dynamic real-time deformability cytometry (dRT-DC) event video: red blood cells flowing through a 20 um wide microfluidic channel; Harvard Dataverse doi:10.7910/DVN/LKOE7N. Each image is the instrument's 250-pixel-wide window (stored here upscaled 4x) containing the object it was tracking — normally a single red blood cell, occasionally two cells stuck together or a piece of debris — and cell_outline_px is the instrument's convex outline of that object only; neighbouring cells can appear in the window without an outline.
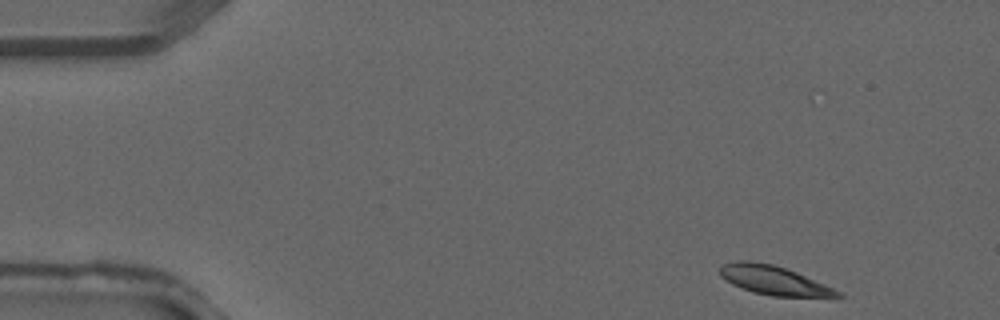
{"species": "common noctule bat (a hibernating species)", "species_latin": "Nyctalus noctula", "temperature_condition": "warm", "stored_images_in_passage": 4, "camera_frame_rate_fps": 3000, "um_per_image_px": 0.085, "animal": {"sex": "male", "forearm_length_mm": 52.5}, "frame": {"image": 1, "passage_image": 1, "time_ms": 0.0, "image_size_px": [1000, 320], "cell_outline_px": [[844, 296], [772, 296], [752, 292], [740, 288], [732, 284], [720, 276], [720, 268], [724, 264], [740, 260], [748, 260], [772, 264], [796, 272], [832, 288], [840, 292]], "centroid_in_image_um": [65.69, 23.82], "position_along_channel_um": 19.3, "area_um2": 19.42}}
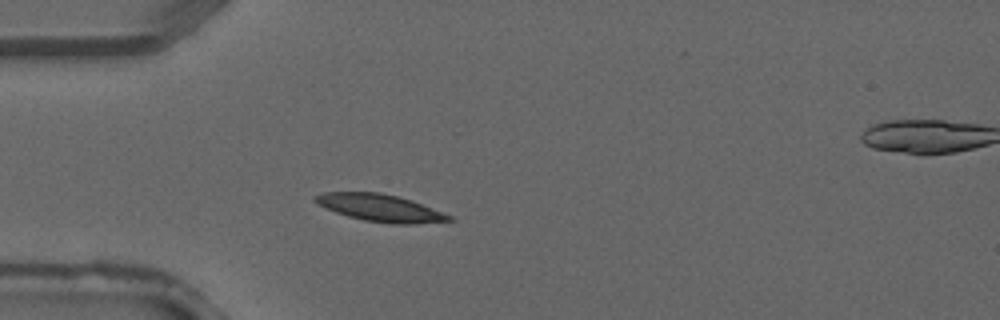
{"frame": {"image": 2, "passage_image": 3, "time_ms": 0.667, "image_size_px": [1000, 320], "cell_outline_px": [[456, 220], [416, 224], [392, 224], [364, 220], [348, 216], [336, 212], [316, 204], [312, 200], [312, 196], [324, 192], [380, 192], [412, 200], [452, 216]], "centroid_in_image_um": [32.3, 17.67], "position_along_channel_um": 52.7, "area_um2": 21.33}}